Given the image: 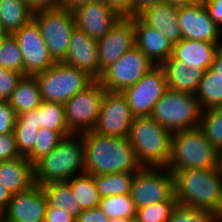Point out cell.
Returning <instances> with one entry per match:
<instances>
[{
  "mask_svg": "<svg viewBox=\"0 0 222 222\" xmlns=\"http://www.w3.org/2000/svg\"><path fill=\"white\" fill-rule=\"evenodd\" d=\"M37 127L55 132H70L66 123L64 105L43 101L37 107Z\"/></svg>",
  "mask_w": 222,
  "mask_h": 222,
  "instance_id": "1f68e13d",
  "label": "cell"
},
{
  "mask_svg": "<svg viewBox=\"0 0 222 222\" xmlns=\"http://www.w3.org/2000/svg\"><path fill=\"white\" fill-rule=\"evenodd\" d=\"M136 46L155 65H160L172 55L173 45L158 30L134 16Z\"/></svg>",
  "mask_w": 222,
  "mask_h": 222,
  "instance_id": "44dd1931",
  "label": "cell"
},
{
  "mask_svg": "<svg viewBox=\"0 0 222 222\" xmlns=\"http://www.w3.org/2000/svg\"><path fill=\"white\" fill-rule=\"evenodd\" d=\"M163 69L167 89L188 94H196L203 70L187 66L183 61L175 60L170 56L160 64Z\"/></svg>",
  "mask_w": 222,
  "mask_h": 222,
  "instance_id": "603a6c76",
  "label": "cell"
},
{
  "mask_svg": "<svg viewBox=\"0 0 222 222\" xmlns=\"http://www.w3.org/2000/svg\"><path fill=\"white\" fill-rule=\"evenodd\" d=\"M21 157L17 145L14 133H6L0 135V162L13 160Z\"/></svg>",
  "mask_w": 222,
  "mask_h": 222,
  "instance_id": "ab89813d",
  "label": "cell"
},
{
  "mask_svg": "<svg viewBox=\"0 0 222 222\" xmlns=\"http://www.w3.org/2000/svg\"><path fill=\"white\" fill-rule=\"evenodd\" d=\"M23 55V74L34 76L51 67L52 59L37 23L32 19L13 33Z\"/></svg>",
  "mask_w": 222,
  "mask_h": 222,
  "instance_id": "5bb4252c",
  "label": "cell"
},
{
  "mask_svg": "<svg viewBox=\"0 0 222 222\" xmlns=\"http://www.w3.org/2000/svg\"><path fill=\"white\" fill-rule=\"evenodd\" d=\"M34 76L39 84L42 100L63 105L95 81L85 71L62 62H55Z\"/></svg>",
  "mask_w": 222,
  "mask_h": 222,
  "instance_id": "52a82bcc",
  "label": "cell"
},
{
  "mask_svg": "<svg viewBox=\"0 0 222 222\" xmlns=\"http://www.w3.org/2000/svg\"><path fill=\"white\" fill-rule=\"evenodd\" d=\"M165 2L171 3L175 6H184V5H190L198 3L202 0H164Z\"/></svg>",
  "mask_w": 222,
  "mask_h": 222,
  "instance_id": "816d5d0a",
  "label": "cell"
},
{
  "mask_svg": "<svg viewBox=\"0 0 222 222\" xmlns=\"http://www.w3.org/2000/svg\"><path fill=\"white\" fill-rule=\"evenodd\" d=\"M82 210L99 207L101 197L97 190L94 175L82 173L67 181Z\"/></svg>",
  "mask_w": 222,
  "mask_h": 222,
  "instance_id": "f1b7e54d",
  "label": "cell"
},
{
  "mask_svg": "<svg viewBox=\"0 0 222 222\" xmlns=\"http://www.w3.org/2000/svg\"><path fill=\"white\" fill-rule=\"evenodd\" d=\"M47 199L42 186L34 185L29 190L12 195L3 210L5 222H44Z\"/></svg>",
  "mask_w": 222,
  "mask_h": 222,
  "instance_id": "e0dca14e",
  "label": "cell"
},
{
  "mask_svg": "<svg viewBox=\"0 0 222 222\" xmlns=\"http://www.w3.org/2000/svg\"><path fill=\"white\" fill-rule=\"evenodd\" d=\"M7 101L17 115L39 107L43 100L35 76L24 75Z\"/></svg>",
  "mask_w": 222,
  "mask_h": 222,
  "instance_id": "d4e9b609",
  "label": "cell"
},
{
  "mask_svg": "<svg viewBox=\"0 0 222 222\" xmlns=\"http://www.w3.org/2000/svg\"><path fill=\"white\" fill-rule=\"evenodd\" d=\"M44 222H76V218L65 210L47 205Z\"/></svg>",
  "mask_w": 222,
  "mask_h": 222,
  "instance_id": "ee69618b",
  "label": "cell"
},
{
  "mask_svg": "<svg viewBox=\"0 0 222 222\" xmlns=\"http://www.w3.org/2000/svg\"><path fill=\"white\" fill-rule=\"evenodd\" d=\"M49 207L65 210L75 218L83 211L67 182H51L42 185Z\"/></svg>",
  "mask_w": 222,
  "mask_h": 222,
  "instance_id": "83f0119b",
  "label": "cell"
},
{
  "mask_svg": "<svg viewBox=\"0 0 222 222\" xmlns=\"http://www.w3.org/2000/svg\"><path fill=\"white\" fill-rule=\"evenodd\" d=\"M168 222H222V215L176 203L171 210Z\"/></svg>",
  "mask_w": 222,
  "mask_h": 222,
  "instance_id": "d590c367",
  "label": "cell"
},
{
  "mask_svg": "<svg viewBox=\"0 0 222 222\" xmlns=\"http://www.w3.org/2000/svg\"><path fill=\"white\" fill-rule=\"evenodd\" d=\"M34 182L44 185L67 182L85 172L84 147L81 134L64 137L47 155L33 164Z\"/></svg>",
  "mask_w": 222,
  "mask_h": 222,
  "instance_id": "3957f363",
  "label": "cell"
},
{
  "mask_svg": "<svg viewBox=\"0 0 222 222\" xmlns=\"http://www.w3.org/2000/svg\"><path fill=\"white\" fill-rule=\"evenodd\" d=\"M97 1L101 0H60V7L63 9H68L69 11H73L82 5Z\"/></svg>",
  "mask_w": 222,
  "mask_h": 222,
  "instance_id": "c3c4849f",
  "label": "cell"
},
{
  "mask_svg": "<svg viewBox=\"0 0 222 222\" xmlns=\"http://www.w3.org/2000/svg\"><path fill=\"white\" fill-rule=\"evenodd\" d=\"M17 114L9 105L8 101L0 100V135L13 133Z\"/></svg>",
  "mask_w": 222,
  "mask_h": 222,
  "instance_id": "60d3db41",
  "label": "cell"
},
{
  "mask_svg": "<svg viewBox=\"0 0 222 222\" xmlns=\"http://www.w3.org/2000/svg\"><path fill=\"white\" fill-rule=\"evenodd\" d=\"M27 7L35 14L44 10L60 7V0H24Z\"/></svg>",
  "mask_w": 222,
  "mask_h": 222,
  "instance_id": "bcb514c9",
  "label": "cell"
},
{
  "mask_svg": "<svg viewBox=\"0 0 222 222\" xmlns=\"http://www.w3.org/2000/svg\"><path fill=\"white\" fill-rule=\"evenodd\" d=\"M110 219L99 207L83 210L77 217L76 222H109Z\"/></svg>",
  "mask_w": 222,
  "mask_h": 222,
  "instance_id": "7bdbcfd3",
  "label": "cell"
},
{
  "mask_svg": "<svg viewBox=\"0 0 222 222\" xmlns=\"http://www.w3.org/2000/svg\"><path fill=\"white\" fill-rule=\"evenodd\" d=\"M62 63L85 71L95 80L99 79V59L97 40L90 38L77 27L74 28L67 55Z\"/></svg>",
  "mask_w": 222,
  "mask_h": 222,
  "instance_id": "d6986e66",
  "label": "cell"
},
{
  "mask_svg": "<svg viewBox=\"0 0 222 222\" xmlns=\"http://www.w3.org/2000/svg\"><path fill=\"white\" fill-rule=\"evenodd\" d=\"M134 117L122 92L105 91L93 131L103 136L128 138Z\"/></svg>",
  "mask_w": 222,
  "mask_h": 222,
  "instance_id": "7c38bea8",
  "label": "cell"
},
{
  "mask_svg": "<svg viewBox=\"0 0 222 222\" xmlns=\"http://www.w3.org/2000/svg\"><path fill=\"white\" fill-rule=\"evenodd\" d=\"M176 201H162L136 209L135 222H168Z\"/></svg>",
  "mask_w": 222,
  "mask_h": 222,
  "instance_id": "74e56055",
  "label": "cell"
},
{
  "mask_svg": "<svg viewBox=\"0 0 222 222\" xmlns=\"http://www.w3.org/2000/svg\"><path fill=\"white\" fill-rule=\"evenodd\" d=\"M0 68L23 73V55L13 34L0 35Z\"/></svg>",
  "mask_w": 222,
  "mask_h": 222,
  "instance_id": "e575fe53",
  "label": "cell"
},
{
  "mask_svg": "<svg viewBox=\"0 0 222 222\" xmlns=\"http://www.w3.org/2000/svg\"><path fill=\"white\" fill-rule=\"evenodd\" d=\"M210 69L216 75H222V46L217 50Z\"/></svg>",
  "mask_w": 222,
  "mask_h": 222,
  "instance_id": "681fc988",
  "label": "cell"
},
{
  "mask_svg": "<svg viewBox=\"0 0 222 222\" xmlns=\"http://www.w3.org/2000/svg\"><path fill=\"white\" fill-rule=\"evenodd\" d=\"M134 16L120 17L111 29L97 41L99 78L102 71L136 46Z\"/></svg>",
  "mask_w": 222,
  "mask_h": 222,
  "instance_id": "9a60e30c",
  "label": "cell"
},
{
  "mask_svg": "<svg viewBox=\"0 0 222 222\" xmlns=\"http://www.w3.org/2000/svg\"><path fill=\"white\" fill-rule=\"evenodd\" d=\"M164 0H132V16H137L146 8L161 3Z\"/></svg>",
  "mask_w": 222,
  "mask_h": 222,
  "instance_id": "7dc6e473",
  "label": "cell"
},
{
  "mask_svg": "<svg viewBox=\"0 0 222 222\" xmlns=\"http://www.w3.org/2000/svg\"><path fill=\"white\" fill-rule=\"evenodd\" d=\"M220 169L222 171V153H220Z\"/></svg>",
  "mask_w": 222,
  "mask_h": 222,
  "instance_id": "11a10c76",
  "label": "cell"
},
{
  "mask_svg": "<svg viewBox=\"0 0 222 222\" xmlns=\"http://www.w3.org/2000/svg\"><path fill=\"white\" fill-rule=\"evenodd\" d=\"M169 170L207 169L220 167V153L199 127L172 134Z\"/></svg>",
  "mask_w": 222,
  "mask_h": 222,
  "instance_id": "5b68a950",
  "label": "cell"
},
{
  "mask_svg": "<svg viewBox=\"0 0 222 222\" xmlns=\"http://www.w3.org/2000/svg\"><path fill=\"white\" fill-rule=\"evenodd\" d=\"M34 13L24 0H0V29L13 34L33 19Z\"/></svg>",
  "mask_w": 222,
  "mask_h": 222,
  "instance_id": "484cf974",
  "label": "cell"
},
{
  "mask_svg": "<svg viewBox=\"0 0 222 222\" xmlns=\"http://www.w3.org/2000/svg\"><path fill=\"white\" fill-rule=\"evenodd\" d=\"M72 12L76 27L97 41L100 40L121 17L102 1L82 5Z\"/></svg>",
  "mask_w": 222,
  "mask_h": 222,
  "instance_id": "ac0fdd59",
  "label": "cell"
},
{
  "mask_svg": "<svg viewBox=\"0 0 222 222\" xmlns=\"http://www.w3.org/2000/svg\"><path fill=\"white\" fill-rule=\"evenodd\" d=\"M99 208L110 220L114 218L135 220L136 217L131 195L103 197L99 202Z\"/></svg>",
  "mask_w": 222,
  "mask_h": 222,
  "instance_id": "d6a6232c",
  "label": "cell"
},
{
  "mask_svg": "<svg viewBox=\"0 0 222 222\" xmlns=\"http://www.w3.org/2000/svg\"><path fill=\"white\" fill-rule=\"evenodd\" d=\"M199 128L216 150L222 153V107L204 110Z\"/></svg>",
  "mask_w": 222,
  "mask_h": 222,
  "instance_id": "836d02e7",
  "label": "cell"
},
{
  "mask_svg": "<svg viewBox=\"0 0 222 222\" xmlns=\"http://www.w3.org/2000/svg\"><path fill=\"white\" fill-rule=\"evenodd\" d=\"M40 34L55 62H62L70 43L71 34L76 27L72 11L61 7L35 13Z\"/></svg>",
  "mask_w": 222,
  "mask_h": 222,
  "instance_id": "ba28073f",
  "label": "cell"
},
{
  "mask_svg": "<svg viewBox=\"0 0 222 222\" xmlns=\"http://www.w3.org/2000/svg\"><path fill=\"white\" fill-rule=\"evenodd\" d=\"M105 91L101 83L95 80L64 104L66 123L72 134L93 131Z\"/></svg>",
  "mask_w": 222,
  "mask_h": 222,
  "instance_id": "8fae6325",
  "label": "cell"
},
{
  "mask_svg": "<svg viewBox=\"0 0 222 222\" xmlns=\"http://www.w3.org/2000/svg\"><path fill=\"white\" fill-rule=\"evenodd\" d=\"M121 17H132V0H101Z\"/></svg>",
  "mask_w": 222,
  "mask_h": 222,
  "instance_id": "b9f144b4",
  "label": "cell"
},
{
  "mask_svg": "<svg viewBox=\"0 0 222 222\" xmlns=\"http://www.w3.org/2000/svg\"><path fill=\"white\" fill-rule=\"evenodd\" d=\"M12 195L8 192L3 185L0 184V209L4 210L8 202L11 200Z\"/></svg>",
  "mask_w": 222,
  "mask_h": 222,
  "instance_id": "f907efd6",
  "label": "cell"
},
{
  "mask_svg": "<svg viewBox=\"0 0 222 222\" xmlns=\"http://www.w3.org/2000/svg\"><path fill=\"white\" fill-rule=\"evenodd\" d=\"M84 147L85 173L108 175L118 172H136L138 163L128 138L100 135L94 131L81 134Z\"/></svg>",
  "mask_w": 222,
  "mask_h": 222,
  "instance_id": "6da1fadb",
  "label": "cell"
},
{
  "mask_svg": "<svg viewBox=\"0 0 222 222\" xmlns=\"http://www.w3.org/2000/svg\"><path fill=\"white\" fill-rule=\"evenodd\" d=\"M202 112L195 94L167 89L153 106L150 117L173 134L199 127Z\"/></svg>",
  "mask_w": 222,
  "mask_h": 222,
  "instance_id": "8992f818",
  "label": "cell"
},
{
  "mask_svg": "<svg viewBox=\"0 0 222 222\" xmlns=\"http://www.w3.org/2000/svg\"><path fill=\"white\" fill-rule=\"evenodd\" d=\"M23 73L15 70L0 68V100L7 101L17 88Z\"/></svg>",
  "mask_w": 222,
  "mask_h": 222,
  "instance_id": "f35d334b",
  "label": "cell"
},
{
  "mask_svg": "<svg viewBox=\"0 0 222 222\" xmlns=\"http://www.w3.org/2000/svg\"><path fill=\"white\" fill-rule=\"evenodd\" d=\"M207 8L210 18L218 26L222 27V0H202Z\"/></svg>",
  "mask_w": 222,
  "mask_h": 222,
  "instance_id": "f6af8a7d",
  "label": "cell"
},
{
  "mask_svg": "<svg viewBox=\"0 0 222 222\" xmlns=\"http://www.w3.org/2000/svg\"><path fill=\"white\" fill-rule=\"evenodd\" d=\"M109 222H135V220H130V219H121V218H114L111 219Z\"/></svg>",
  "mask_w": 222,
  "mask_h": 222,
  "instance_id": "f5cc1de1",
  "label": "cell"
},
{
  "mask_svg": "<svg viewBox=\"0 0 222 222\" xmlns=\"http://www.w3.org/2000/svg\"><path fill=\"white\" fill-rule=\"evenodd\" d=\"M135 174L136 172H118L95 175L94 180L100 197L130 195Z\"/></svg>",
  "mask_w": 222,
  "mask_h": 222,
  "instance_id": "4dcf8cb0",
  "label": "cell"
},
{
  "mask_svg": "<svg viewBox=\"0 0 222 222\" xmlns=\"http://www.w3.org/2000/svg\"><path fill=\"white\" fill-rule=\"evenodd\" d=\"M195 95L203 111L222 107V75H216L210 68L205 70Z\"/></svg>",
  "mask_w": 222,
  "mask_h": 222,
  "instance_id": "f546056e",
  "label": "cell"
},
{
  "mask_svg": "<svg viewBox=\"0 0 222 222\" xmlns=\"http://www.w3.org/2000/svg\"><path fill=\"white\" fill-rule=\"evenodd\" d=\"M0 222H3V210L0 209Z\"/></svg>",
  "mask_w": 222,
  "mask_h": 222,
  "instance_id": "db71d44e",
  "label": "cell"
},
{
  "mask_svg": "<svg viewBox=\"0 0 222 222\" xmlns=\"http://www.w3.org/2000/svg\"><path fill=\"white\" fill-rule=\"evenodd\" d=\"M179 26L184 39L222 43V29L210 18L203 1L179 6Z\"/></svg>",
  "mask_w": 222,
  "mask_h": 222,
  "instance_id": "2e32d148",
  "label": "cell"
},
{
  "mask_svg": "<svg viewBox=\"0 0 222 222\" xmlns=\"http://www.w3.org/2000/svg\"><path fill=\"white\" fill-rule=\"evenodd\" d=\"M71 132H55L46 128H40L37 140L32 152L26 157L32 164L43 156L49 154Z\"/></svg>",
  "mask_w": 222,
  "mask_h": 222,
  "instance_id": "8d00e7d4",
  "label": "cell"
},
{
  "mask_svg": "<svg viewBox=\"0 0 222 222\" xmlns=\"http://www.w3.org/2000/svg\"><path fill=\"white\" fill-rule=\"evenodd\" d=\"M0 184L11 195L29 190L35 185L33 164L26 157L0 162Z\"/></svg>",
  "mask_w": 222,
  "mask_h": 222,
  "instance_id": "cb8c5ba5",
  "label": "cell"
},
{
  "mask_svg": "<svg viewBox=\"0 0 222 222\" xmlns=\"http://www.w3.org/2000/svg\"><path fill=\"white\" fill-rule=\"evenodd\" d=\"M220 46H222V43L182 38L173 45L171 56L175 60L183 61L187 66L205 71L211 67Z\"/></svg>",
  "mask_w": 222,
  "mask_h": 222,
  "instance_id": "7402d4cb",
  "label": "cell"
},
{
  "mask_svg": "<svg viewBox=\"0 0 222 222\" xmlns=\"http://www.w3.org/2000/svg\"><path fill=\"white\" fill-rule=\"evenodd\" d=\"M128 141L142 167H166L171 154L172 133L150 116H136Z\"/></svg>",
  "mask_w": 222,
  "mask_h": 222,
  "instance_id": "277c9868",
  "label": "cell"
},
{
  "mask_svg": "<svg viewBox=\"0 0 222 222\" xmlns=\"http://www.w3.org/2000/svg\"><path fill=\"white\" fill-rule=\"evenodd\" d=\"M130 195L135 209L176 201L172 172L167 167H141L133 178Z\"/></svg>",
  "mask_w": 222,
  "mask_h": 222,
  "instance_id": "9c48e42d",
  "label": "cell"
},
{
  "mask_svg": "<svg viewBox=\"0 0 222 222\" xmlns=\"http://www.w3.org/2000/svg\"><path fill=\"white\" fill-rule=\"evenodd\" d=\"M37 108L17 115L13 133L18 152L27 157L34 149L40 127H37Z\"/></svg>",
  "mask_w": 222,
  "mask_h": 222,
  "instance_id": "4316f807",
  "label": "cell"
},
{
  "mask_svg": "<svg viewBox=\"0 0 222 222\" xmlns=\"http://www.w3.org/2000/svg\"><path fill=\"white\" fill-rule=\"evenodd\" d=\"M176 202L222 215V171L218 168L170 170Z\"/></svg>",
  "mask_w": 222,
  "mask_h": 222,
  "instance_id": "7a4b0ae2",
  "label": "cell"
},
{
  "mask_svg": "<svg viewBox=\"0 0 222 222\" xmlns=\"http://www.w3.org/2000/svg\"><path fill=\"white\" fill-rule=\"evenodd\" d=\"M167 91V83L163 69L156 65L134 85L124 89L132 114L136 116H150L153 106Z\"/></svg>",
  "mask_w": 222,
  "mask_h": 222,
  "instance_id": "4fadbf2b",
  "label": "cell"
},
{
  "mask_svg": "<svg viewBox=\"0 0 222 222\" xmlns=\"http://www.w3.org/2000/svg\"><path fill=\"white\" fill-rule=\"evenodd\" d=\"M145 24L158 30L170 44L175 45L182 39L179 26V6L168 2L157 3L137 15Z\"/></svg>",
  "mask_w": 222,
  "mask_h": 222,
  "instance_id": "ffe728a7",
  "label": "cell"
},
{
  "mask_svg": "<svg viewBox=\"0 0 222 222\" xmlns=\"http://www.w3.org/2000/svg\"><path fill=\"white\" fill-rule=\"evenodd\" d=\"M155 66L137 46H134L116 62L107 66L98 81L106 91L122 92Z\"/></svg>",
  "mask_w": 222,
  "mask_h": 222,
  "instance_id": "30bf717a",
  "label": "cell"
}]
</instances>
